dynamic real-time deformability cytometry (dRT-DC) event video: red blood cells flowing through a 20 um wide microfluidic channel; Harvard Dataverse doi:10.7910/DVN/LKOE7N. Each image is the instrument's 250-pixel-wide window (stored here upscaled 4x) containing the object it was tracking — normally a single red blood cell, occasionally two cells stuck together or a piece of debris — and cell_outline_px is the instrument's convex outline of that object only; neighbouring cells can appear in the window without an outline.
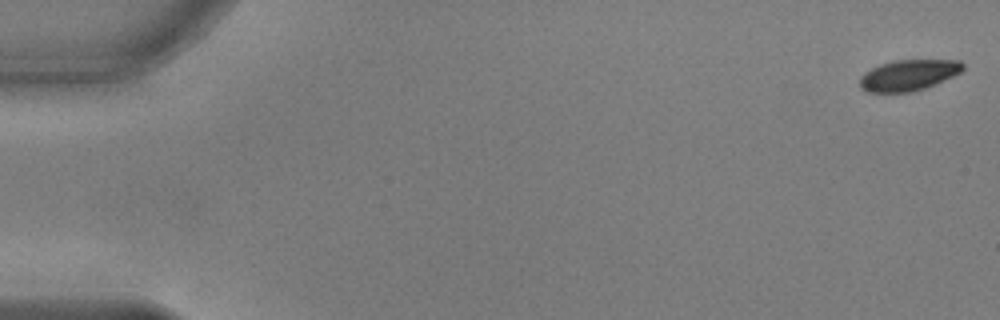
{"species": "common noctule bat (a hibernating species)", "species_latin": "Nyctalus noctula", "temperature_condition": "warm", "stored_images_in_passage": 5, "camera_frame_rate_fps": 3000, "um_per_image_px": 0.085, "animal": {"sex": "male", "body_mass_g": 17.9, "forearm_length_mm": 54.2}, "frame": {"image": 1, "passage_image": 1, "time_ms": 0.0, "image_size_px": [1000, 320], "cell_outline_px": [[964, 68], [960, 72], [952, 76], [924, 88], [912, 92], [868, 92], [860, 88], [860, 76], [872, 68], [880, 64], [896, 60], [960, 60], [964, 64]], "centroid_in_image_um": [77.21, 6.38], "position_along_channel_um": 7.8, "area_um2": 18.38}}